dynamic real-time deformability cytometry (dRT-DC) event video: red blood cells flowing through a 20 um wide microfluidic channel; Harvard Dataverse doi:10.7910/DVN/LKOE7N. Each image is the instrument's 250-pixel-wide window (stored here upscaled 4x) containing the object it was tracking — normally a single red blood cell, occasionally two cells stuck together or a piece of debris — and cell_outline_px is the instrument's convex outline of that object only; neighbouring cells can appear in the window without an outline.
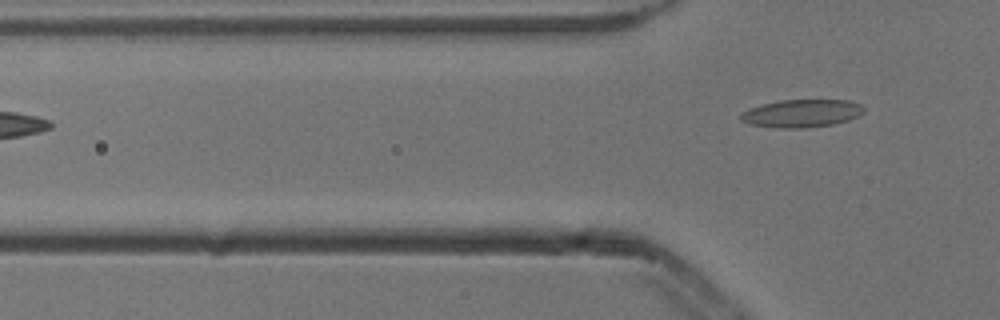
{"species": "common noctule bat (a hibernating species)", "species_latin": "Nyctalus noctula", "temperature_condition": "cold", "stored_images_in_passage": 2, "camera_frame_rate_fps": 3000, "um_per_image_px": 0.085, "animal": {"sex": "male", "body_mass_g": 13.3}, "frame": {"image": 1, "passage_image": 2, "time_ms": 0.333, "image_size_px": [1000, 320], "cell_outline_px": [[864, 112], [860, 116], [848, 120], [832, 124], [804, 128], [780, 128], [748, 124], [740, 120], [740, 116], [744, 112], [760, 104], [780, 100], [848, 100], [860, 104], [864, 108]], "centroid_in_image_um": [68.16, 9.63], "position_along_channel_um": 57.6, "area_um2": 19.94}}